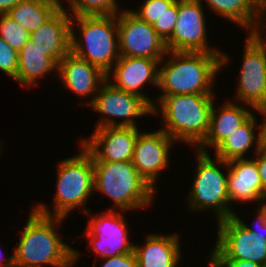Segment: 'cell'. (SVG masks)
I'll return each instance as SVG.
<instances>
[{
    "label": "cell",
    "mask_w": 266,
    "mask_h": 267,
    "mask_svg": "<svg viewBox=\"0 0 266 267\" xmlns=\"http://www.w3.org/2000/svg\"><path fill=\"white\" fill-rule=\"evenodd\" d=\"M20 1L22 0H0V14H6Z\"/></svg>",
    "instance_id": "cell-36"
},
{
    "label": "cell",
    "mask_w": 266,
    "mask_h": 267,
    "mask_svg": "<svg viewBox=\"0 0 266 267\" xmlns=\"http://www.w3.org/2000/svg\"><path fill=\"white\" fill-rule=\"evenodd\" d=\"M161 60L145 57L120 56L113 65V71L108 72L107 79L112 75L114 82H110L115 88L136 94L145 99L152 107L155 103L146 94L140 91L143 85L153 83L158 86V67ZM112 73V74H111ZM146 95V96H145Z\"/></svg>",
    "instance_id": "cell-16"
},
{
    "label": "cell",
    "mask_w": 266,
    "mask_h": 267,
    "mask_svg": "<svg viewBox=\"0 0 266 267\" xmlns=\"http://www.w3.org/2000/svg\"><path fill=\"white\" fill-rule=\"evenodd\" d=\"M139 133L136 127L98 128L90 139L81 140L80 145L92 155L93 162L132 161Z\"/></svg>",
    "instance_id": "cell-14"
},
{
    "label": "cell",
    "mask_w": 266,
    "mask_h": 267,
    "mask_svg": "<svg viewBox=\"0 0 266 267\" xmlns=\"http://www.w3.org/2000/svg\"><path fill=\"white\" fill-rule=\"evenodd\" d=\"M55 70H58V63L29 39L18 52V67L14 80L25 87L33 86L38 79Z\"/></svg>",
    "instance_id": "cell-22"
},
{
    "label": "cell",
    "mask_w": 266,
    "mask_h": 267,
    "mask_svg": "<svg viewBox=\"0 0 266 267\" xmlns=\"http://www.w3.org/2000/svg\"><path fill=\"white\" fill-rule=\"evenodd\" d=\"M94 190L110 197L122 211L152 205L154 191L132 161L93 162Z\"/></svg>",
    "instance_id": "cell-7"
},
{
    "label": "cell",
    "mask_w": 266,
    "mask_h": 267,
    "mask_svg": "<svg viewBox=\"0 0 266 267\" xmlns=\"http://www.w3.org/2000/svg\"><path fill=\"white\" fill-rule=\"evenodd\" d=\"M18 67V52L0 37V70L15 79Z\"/></svg>",
    "instance_id": "cell-30"
},
{
    "label": "cell",
    "mask_w": 266,
    "mask_h": 267,
    "mask_svg": "<svg viewBox=\"0 0 266 267\" xmlns=\"http://www.w3.org/2000/svg\"><path fill=\"white\" fill-rule=\"evenodd\" d=\"M264 18V19H263ZM264 20L266 21V2L260 3L259 5V17H258V22H257V26L253 32V34L263 43L266 45V37L264 34V39L262 38L263 36L261 35V30L263 31V29L265 28L263 26ZM262 28V29H260Z\"/></svg>",
    "instance_id": "cell-34"
},
{
    "label": "cell",
    "mask_w": 266,
    "mask_h": 267,
    "mask_svg": "<svg viewBox=\"0 0 266 267\" xmlns=\"http://www.w3.org/2000/svg\"><path fill=\"white\" fill-rule=\"evenodd\" d=\"M213 105L210 115L209 129L205 139L197 146V150L207 153L206 146L214 150L226 140L231 133L242 126L253 114L229 100L219 110ZM219 112V113H218Z\"/></svg>",
    "instance_id": "cell-20"
},
{
    "label": "cell",
    "mask_w": 266,
    "mask_h": 267,
    "mask_svg": "<svg viewBox=\"0 0 266 267\" xmlns=\"http://www.w3.org/2000/svg\"><path fill=\"white\" fill-rule=\"evenodd\" d=\"M256 165L262 181L263 190L266 192V151L261 148L256 154Z\"/></svg>",
    "instance_id": "cell-33"
},
{
    "label": "cell",
    "mask_w": 266,
    "mask_h": 267,
    "mask_svg": "<svg viewBox=\"0 0 266 267\" xmlns=\"http://www.w3.org/2000/svg\"><path fill=\"white\" fill-rule=\"evenodd\" d=\"M261 267H266V260L261 264Z\"/></svg>",
    "instance_id": "cell-38"
},
{
    "label": "cell",
    "mask_w": 266,
    "mask_h": 267,
    "mask_svg": "<svg viewBox=\"0 0 266 267\" xmlns=\"http://www.w3.org/2000/svg\"><path fill=\"white\" fill-rule=\"evenodd\" d=\"M0 37L13 50L19 52L24 43L30 39V33L7 14H0Z\"/></svg>",
    "instance_id": "cell-27"
},
{
    "label": "cell",
    "mask_w": 266,
    "mask_h": 267,
    "mask_svg": "<svg viewBox=\"0 0 266 267\" xmlns=\"http://www.w3.org/2000/svg\"><path fill=\"white\" fill-rule=\"evenodd\" d=\"M201 3L202 0H178L176 24L171 37L165 42L168 51L221 52L207 44V29Z\"/></svg>",
    "instance_id": "cell-12"
},
{
    "label": "cell",
    "mask_w": 266,
    "mask_h": 267,
    "mask_svg": "<svg viewBox=\"0 0 266 267\" xmlns=\"http://www.w3.org/2000/svg\"><path fill=\"white\" fill-rule=\"evenodd\" d=\"M176 0H145L138 11H132L139 19L153 25Z\"/></svg>",
    "instance_id": "cell-28"
},
{
    "label": "cell",
    "mask_w": 266,
    "mask_h": 267,
    "mask_svg": "<svg viewBox=\"0 0 266 267\" xmlns=\"http://www.w3.org/2000/svg\"><path fill=\"white\" fill-rule=\"evenodd\" d=\"M61 6L62 3L59 0H22L6 14L31 34Z\"/></svg>",
    "instance_id": "cell-24"
},
{
    "label": "cell",
    "mask_w": 266,
    "mask_h": 267,
    "mask_svg": "<svg viewBox=\"0 0 266 267\" xmlns=\"http://www.w3.org/2000/svg\"><path fill=\"white\" fill-rule=\"evenodd\" d=\"M104 259L101 267H137V257L135 252L120 254Z\"/></svg>",
    "instance_id": "cell-31"
},
{
    "label": "cell",
    "mask_w": 266,
    "mask_h": 267,
    "mask_svg": "<svg viewBox=\"0 0 266 267\" xmlns=\"http://www.w3.org/2000/svg\"><path fill=\"white\" fill-rule=\"evenodd\" d=\"M255 111L259 112L263 116V123L260 125L259 138L262 148L266 146V103L255 108Z\"/></svg>",
    "instance_id": "cell-35"
},
{
    "label": "cell",
    "mask_w": 266,
    "mask_h": 267,
    "mask_svg": "<svg viewBox=\"0 0 266 267\" xmlns=\"http://www.w3.org/2000/svg\"><path fill=\"white\" fill-rule=\"evenodd\" d=\"M243 54L235 98L255 109L266 103V45L249 33Z\"/></svg>",
    "instance_id": "cell-11"
},
{
    "label": "cell",
    "mask_w": 266,
    "mask_h": 267,
    "mask_svg": "<svg viewBox=\"0 0 266 267\" xmlns=\"http://www.w3.org/2000/svg\"><path fill=\"white\" fill-rule=\"evenodd\" d=\"M117 32L120 56L162 60L168 52L166 43L152 25L131 10L117 13Z\"/></svg>",
    "instance_id": "cell-10"
},
{
    "label": "cell",
    "mask_w": 266,
    "mask_h": 267,
    "mask_svg": "<svg viewBox=\"0 0 266 267\" xmlns=\"http://www.w3.org/2000/svg\"><path fill=\"white\" fill-rule=\"evenodd\" d=\"M213 96L214 94L166 95L157 99L159 109L155 104L152 111L155 115L162 113L165 126L161 130L169 137L197 147L208 133Z\"/></svg>",
    "instance_id": "cell-3"
},
{
    "label": "cell",
    "mask_w": 266,
    "mask_h": 267,
    "mask_svg": "<svg viewBox=\"0 0 266 267\" xmlns=\"http://www.w3.org/2000/svg\"><path fill=\"white\" fill-rule=\"evenodd\" d=\"M65 218L46 216L31 210L17 248L13 253L14 267H72L79 252L63 243L56 231ZM56 225V226H54Z\"/></svg>",
    "instance_id": "cell-2"
},
{
    "label": "cell",
    "mask_w": 266,
    "mask_h": 267,
    "mask_svg": "<svg viewBox=\"0 0 266 267\" xmlns=\"http://www.w3.org/2000/svg\"><path fill=\"white\" fill-rule=\"evenodd\" d=\"M107 79L101 86L92 100L85 102L94 111L102 113L103 117L96 129L113 126L136 127L135 117L143 115H153V107L143 98L136 94L115 88ZM94 97V98H93ZM113 117L124 118L120 122H116ZM134 118V119H133Z\"/></svg>",
    "instance_id": "cell-9"
},
{
    "label": "cell",
    "mask_w": 266,
    "mask_h": 267,
    "mask_svg": "<svg viewBox=\"0 0 266 267\" xmlns=\"http://www.w3.org/2000/svg\"><path fill=\"white\" fill-rule=\"evenodd\" d=\"M80 154L59 162L57 172V190L52 213L45 204H37L34 209L43 215L54 217H67L75 208L81 209L90 216V209L85 212L88 198L94 191V168L92 155L83 147Z\"/></svg>",
    "instance_id": "cell-4"
},
{
    "label": "cell",
    "mask_w": 266,
    "mask_h": 267,
    "mask_svg": "<svg viewBox=\"0 0 266 267\" xmlns=\"http://www.w3.org/2000/svg\"><path fill=\"white\" fill-rule=\"evenodd\" d=\"M178 14V0H176L166 11L156 19L152 27L157 34L166 42L172 35Z\"/></svg>",
    "instance_id": "cell-29"
},
{
    "label": "cell",
    "mask_w": 266,
    "mask_h": 267,
    "mask_svg": "<svg viewBox=\"0 0 266 267\" xmlns=\"http://www.w3.org/2000/svg\"><path fill=\"white\" fill-rule=\"evenodd\" d=\"M57 76L69 90L78 96L92 95L99 91L107 75L97 66L76 56L71 51L58 63Z\"/></svg>",
    "instance_id": "cell-17"
},
{
    "label": "cell",
    "mask_w": 266,
    "mask_h": 267,
    "mask_svg": "<svg viewBox=\"0 0 266 267\" xmlns=\"http://www.w3.org/2000/svg\"><path fill=\"white\" fill-rule=\"evenodd\" d=\"M74 22L80 28L82 42L73 29ZM70 51L108 74L120 57L117 15L71 16Z\"/></svg>",
    "instance_id": "cell-5"
},
{
    "label": "cell",
    "mask_w": 266,
    "mask_h": 267,
    "mask_svg": "<svg viewBox=\"0 0 266 267\" xmlns=\"http://www.w3.org/2000/svg\"><path fill=\"white\" fill-rule=\"evenodd\" d=\"M196 176L188 195L189 209L194 211L212 210L217 221L231 217L235 214L231 210L227 186V174L219 169L221 165L228 168L227 161L215 157V162L208 153L198 150ZM217 164H220L217 166Z\"/></svg>",
    "instance_id": "cell-8"
},
{
    "label": "cell",
    "mask_w": 266,
    "mask_h": 267,
    "mask_svg": "<svg viewBox=\"0 0 266 267\" xmlns=\"http://www.w3.org/2000/svg\"><path fill=\"white\" fill-rule=\"evenodd\" d=\"M201 1V0H198ZM208 8L253 33L259 17L257 0H204ZM255 20V21H254Z\"/></svg>",
    "instance_id": "cell-25"
},
{
    "label": "cell",
    "mask_w": 266,
    "mask_h": 267,
    "mask_svg": "<svg viewBox=\"0 0 266 267\" xmlns=\"http://www.w3.org/2000/svg\"><path fill=\"white\" fill-rule=\"evenodd\" d=\"M175 142L161 129L138 134L132 164L154 191L155 181L159 173L168 166L169 150Z\"/></svg>",
    "instance_id": "cell-15"
},
{
    "label": "cell",
    "mask_w": 266,
    "mask_h": 267,
    "mask_svg": "<svg viewBox=\"0 0 266 267\" xmlns=\"http://www.w3.org/2000/svg\"><path fill=\"white\" fill-rule=\"evenodd\" d=\"M210 267H261L249 260H209Z\"/></svg>",
    "instance_id": "cell-32"
},
{
    "label": "cell",
    "mask_w": 266,
    "mask_h": 267,
    "mask_svg": "<svg viewBox=\"0 0 266 267\" xmlns=\"http://www.w3.org/2000/svg\"><path fill=\"white\" fill-rule=\"evenodd\" d=\"M254 114L239 128H237L231 135L224 140L214 151L215 156L224 161L233 159L245 158L252 146H255V154L262 148L259 138H257L255 128L257 127ZM257 140V141H256ZM254 143L256 145H254Z\"/></svg>",
    "instance_id": "cell-23"
},
{
    "label": "cell",
    "mask_w": 266,
    "mask_h": 267,
    "mask_svg": "<svg viewBox=\"0 0 266 267\" xmlns=\"http://www.w3.org/2000/svg\"><path fill=\"white\" fill-rule=\"evenodd\" d=\"M71 16L115 15L119 11L116 0H66Z\"/></svg>",
    "instance_id": "cell-26"
},
{
    "label": "cell",
    "mask_w": 266,
    "mask_h": 267,
    "mask_svg": "<svg viewBox=\"0 0 266 267\" xmlns=\"http://www.w3.org/2000/svg\"><path fill=\"white\" fill-rule=\"evenodd\" d=\"M30 41L57 63L70 52L71 16L63 5L30 34Z\"/></svg>",
    "instance_id": "cell-18"
},
{
    "label": "cell",
    "mask_w": 266,
    "mask_h": 267,
    "mask_svg": "<svg viewBox=\"0 0 266 267\" xmlns=\"http://www.w3.org/2000/svg\"><path fill=\"white\" fill-rule=\"evenodd\" d=\"M1 257L4 258V256H1ZM3 258L0 259V267H14L13 256H10L9 258H7L6 262L3 261L4 260Z\"/></svg>",
    "instance_id": "cell-37"
},
{
    "label": "cell",
    "mask_w": 266,
    "mask_h": 267,
    "mask_svg": "<svg viewBox=\"0 0 266 267\" xmlns=\"http://www.w3.org/2000/svg\"><path fill=\"white\" fill-rule=\"evenodd\" d=\"M227 163L229 202L261 200L266 204V192L263 190L255 159L239 158L227 161Z\"/></svg>",
    "instance_id": "cell-19"
},
{
    "label": "cell",
    "mask_w": 266,
    "mask_h": 267,
    "mask_svg": "<svg viewBox=\"0 0 266 267\" xmlns=\"http://www.w3.org/2000/svg\"><path fill=\"white\" fill-rule=\"evenodd\" d=\"M144 245L134 246L137 267H177L181 258L178 234H150Z\"/></svg>",
    "instance_id": "cell-21"
},
{
    "label": "cell",
    "mask_w": 266,
    "mask_h": 267,
    "mask_svg": "<svg viewBox=\"0 0 266 267\" xmlns=\"http://www.w3.org/2000/svg\"><path fill=\"white\" fill-rule=\"evenodd\" d=\"M170 59L159 62L158 86L166 95L214 94L215 74L225 66L229 57L222 52H176L168 51ZM164 65V66H163ZM215 76V77H214Z\"/></svg>",
    "instance_id": "cell-1"
},
{
    "label": "cell",
    "mask_w": 266,
    "mask_h": 267,
    "mask_svg": "<svg viewBox=\"0 0 266 267\" xmlns=\"http://www.w3.org/2000/svg\"><path fill=\"white\" fill-rule=\"evenodd\" d=\"M260 3L266 2V0H257Z\"/></svg>",
    "instance_id": "cell-39"
},
{
    "label": "cell",
    "mask_w": 266,
    "mask_h": 267,
    "mask_svg": "<svg viewBox=\"0 0 266 267\" xmlns=\"http://www.w3.org/2000/svg\"><path fill=\"white\" fill-rule=\"evenodd\" d=\"M85 235L97 254L104 258L134 252V244L128 239V226L121 213L112 207L102 214L90 217Z\"/></svg>",
    "instance_id": "cell-13"
},
{
    "label": "cell",
    "mask_w": 266,
    "mask_h": 267,
    "mask_svg": "<svg viewBox=\"0 0 266 267\" xmlns=\"http://www.w3.org/2000/svg\"><path fill=\"white\" fill-rule=\"evenodd\" d=\"M258 209L255 224L259 229L255 228L259 231L236 214L217 222L218 238L209 260H249L260 265L266 260V204Z\"/></svg>",
    "instance_id": "cell-6"
}]
</instances>
